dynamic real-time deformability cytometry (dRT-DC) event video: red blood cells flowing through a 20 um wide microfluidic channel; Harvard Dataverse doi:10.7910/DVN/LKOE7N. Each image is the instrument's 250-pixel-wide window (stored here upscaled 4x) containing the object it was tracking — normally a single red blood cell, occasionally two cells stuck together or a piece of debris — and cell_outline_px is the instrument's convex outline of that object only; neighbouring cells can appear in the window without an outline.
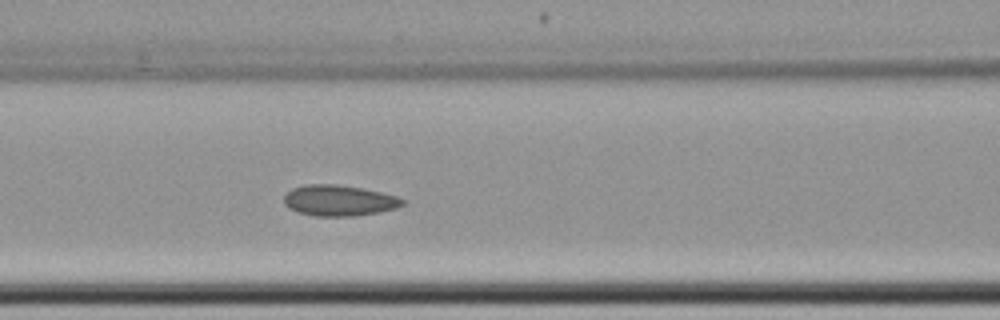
{"species": "common noctule bat (a hibernating species)", "species_latin": "Nyctalus noctula", "temperature_condition": "cold", "stored_images_in_passage": 7, "camera_frame_rate_fps": 3000, "um_per_image_px": 0.085, "animal": {"sex": "female", "body_mass_g": 22.7, "forearm_length_mm": 54.2}, "frame": {"image": 1, "passage_image": 6, "time_ms": 6.0, "image_size_px": [1000, 320], "cell_outline_px": [[404, 204], [396, 208], [380, 212], [352, 216], [316, 216], [300, 212], [288, 208], [284, 204], [284, 196], [292, 188], [304, 184], [336, 184], [364, 188], [396, 196], [404, 200]], "centroid_in_image_um": [28.81, 17.03], "position_along_channel_um": 137.8, "area_um2": 21.33}}